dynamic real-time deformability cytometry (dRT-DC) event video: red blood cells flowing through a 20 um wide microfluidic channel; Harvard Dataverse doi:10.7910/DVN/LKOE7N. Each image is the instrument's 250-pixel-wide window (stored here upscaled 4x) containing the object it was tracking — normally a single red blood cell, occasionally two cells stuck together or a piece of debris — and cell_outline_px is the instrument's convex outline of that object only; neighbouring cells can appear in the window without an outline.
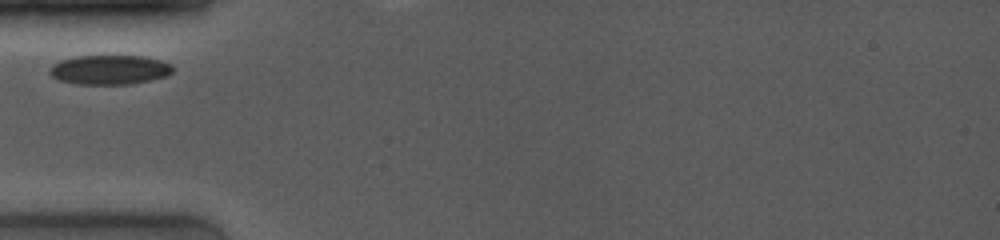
{"species": "common noctule bat (a hibernating species)", "species_latin": "Nyctalus noctula", "temperature_condition": "room temperature", "stored_images_in_passage": 17, "camera_frame_rate_fps": 4000, "um_per_image_px": 0.085, "animal": {"sex": "female", "body_mass_g": 19.0, "forearm_length_mm": 53.3}, "frame": {"image": 1, "passage_image": 1, "time_ms": 0.0, "image_size_px": [1000, 240], "cell_outline_px": [[172, 72], [168, 76], [132, 84], [76, 84], [56, 80], [48, 72], [48, 68], [52, 64], [60, 60], [76, 56], [144, 56], [160, 60], [172, 64]], "centroid_in_image_um": [9.28, 5.93], "position_along_channel_um": 75.7, "area_um2": 21.39}}
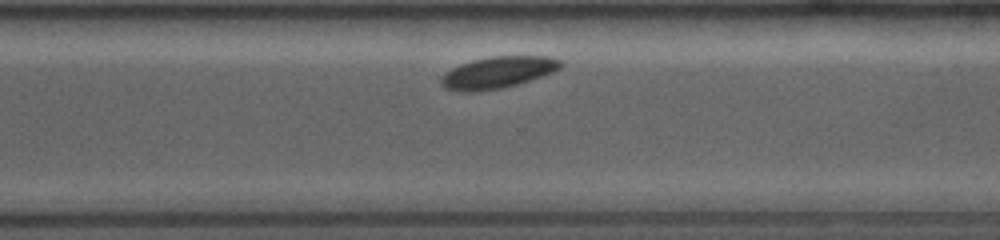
{"frame": {"image": 2, "passage_image": 13, "time_ms": 6.75, "image_size_px": [1000, 240], "cell_outline_px": [[564, 64], [560, 68], [552, 72], [516, 84], [500, 88], [476, 92], [460, 92], [444, 88], [440, 84], [440, 80], [444, 72], [460, 64], [472, 60], [492, 56], [552, 56], [560, 60]], "centroid_in_image_um": [42.27, 6.15], "position_along_channel_um": 328.3, "area_um2": 22.08}}
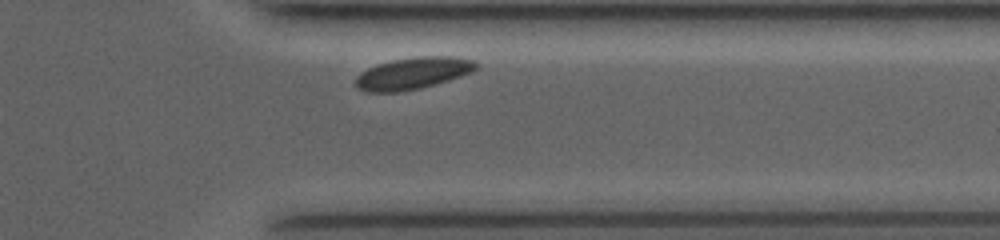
{"frame": {"image": 3, "passage_image": 16, "time_ms": 8.0, "image_size_px": [1000, 240], "cell_outline_px": [[480, 64], [472, 72], [448, 80], [420, 88], [396, 92], [368, 92], [356, 88], [356, 76], [360, 72], [376, 64], [392, 60], [420, 56], [456, 56], [476, 60]], "centroid_in_image_um": [35.11, 6.21], "position_along_channel_um": 376.3, "area_um2": 22.48}}